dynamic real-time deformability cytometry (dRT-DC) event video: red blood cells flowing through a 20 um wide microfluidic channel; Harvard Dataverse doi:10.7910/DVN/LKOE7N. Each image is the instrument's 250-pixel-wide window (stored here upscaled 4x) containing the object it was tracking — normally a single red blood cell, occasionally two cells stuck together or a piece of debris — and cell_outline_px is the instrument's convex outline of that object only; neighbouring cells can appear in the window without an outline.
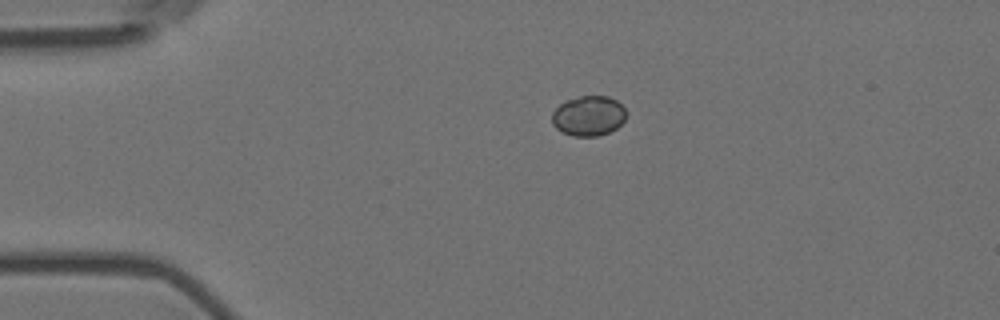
{"species": "Egyptian fruit bat (a non-hibernating species)", "species_latin": "Rousettus aegyptiacus", "temperature_condition": "room temperature", "stored_images_in_passage": 3, "camera_frame_rate_fps": 3000, "um_per_image_px": 0.085, "animal": {"sex": "female"}, "frame": {"image": 1, "passage_image": 1, "time_ms": 0.0, "image_size_px": [1000, 320], "cell_outline_px": [[624, 120], [616, 128], [608, 132], [596, 136], [572, 136], [556, 128], [552, 124], [552, 112], [564, 100], [580, 96], [608, 96], [616, 100], [624, 108]], "centroid_in_image_um": [49.99, 9.84], "position_along_channel_um": 35.0, "area_um2": 17.17}}
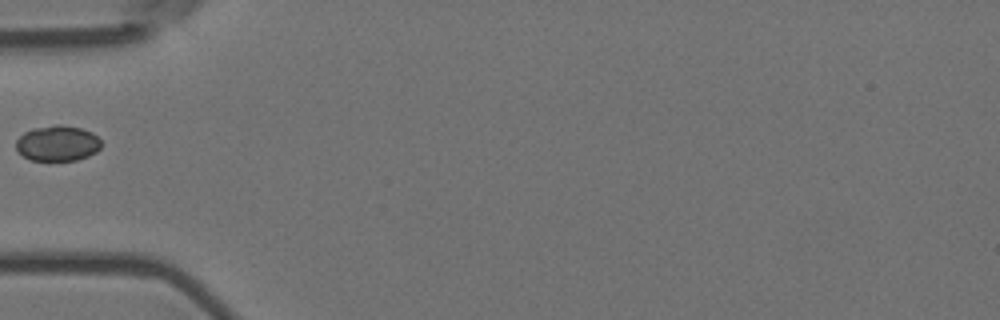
{"frame": {"image": 2, "passage_image": 3, "time_ms": 0.667, "image_size_px": [1000, 320], "cell_outline_px": [[100, 148], [96, 152], [88, 156], [76, 160], [32, 160], [24, 156], [16, 148], [16, 140], [24, 132], [32, 128], [56, 124], [60, 124], [80, 128], [92, 132], [100, 140]], "centroid_in_image_um": [4.89, 12.17], "position_along_channel_um": 80.1, "area_um2": 17.57}}